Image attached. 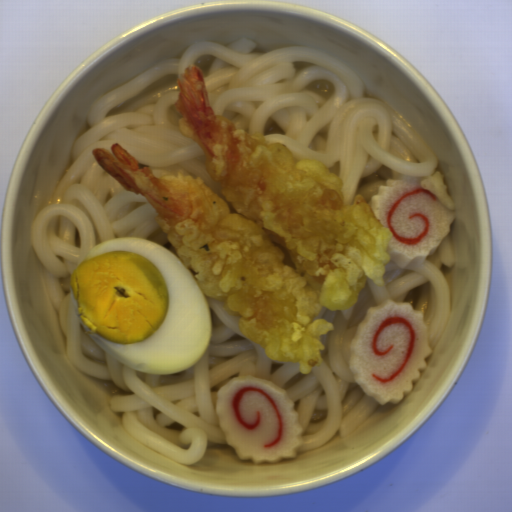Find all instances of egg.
I'll use <instances>...</instances> for the list:
<instances>
[{"instance_id": "egg-1", "label": "egg", "mask_w": 512, "mask_h": 512, "mask_svg": "<svg viewBox=\"0 0 512 512\" xmlns=\"http://www.w3.org/2000/svg\"><path fill=\"white\" fill-rule=\"evenodd\" d=\"M69 291L90 338L134 370L174 375L198 363L209 345L210 307L197 281L151 241L128 236L87 251Z\"/></svg>"}]
</instances>
